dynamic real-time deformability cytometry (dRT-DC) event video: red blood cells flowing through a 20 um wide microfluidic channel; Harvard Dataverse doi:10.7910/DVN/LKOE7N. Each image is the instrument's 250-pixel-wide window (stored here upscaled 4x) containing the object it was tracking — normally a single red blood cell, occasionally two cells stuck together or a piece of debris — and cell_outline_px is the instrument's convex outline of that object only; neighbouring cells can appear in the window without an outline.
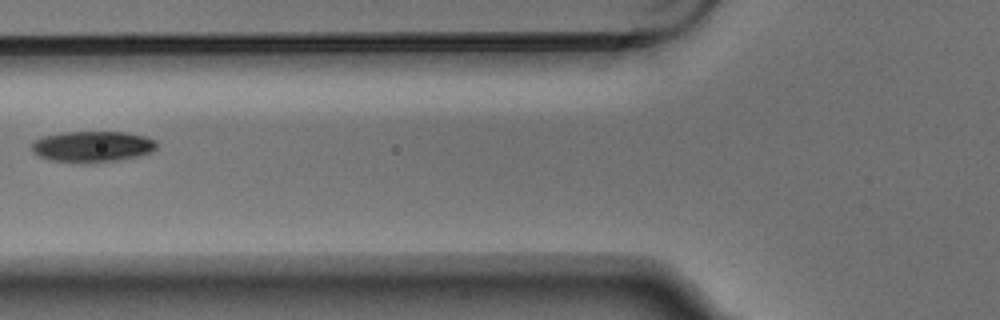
{"species": "Egyptian fruit bat (a non-hibernating species)", "species_latin": "Rousettus aegyptiacus", "temperature_condition": "warm", "stored_images_in_passage": 2, "camera_frame_rate_fps": 3000, "um_per_image_px": 0.085, "animal": {"sex": "male"}, "frame": {"image": 1, "passage_image": 2, "time_ms": 0.333, "image_size_px": [1000, 320], "cell_outline_px": [[156, 148], [152, 152], [140, 156], [96, 164], [52, 160], [40, 156], [32, 152], [32, 140], [44, 136], [64, 132], [124, 132], [144, 136], [156, 140]], "centroid_in_image_um": [7.87, 12.47], "position_along_channel_um": 117.9, "area_um2": 22.77}}